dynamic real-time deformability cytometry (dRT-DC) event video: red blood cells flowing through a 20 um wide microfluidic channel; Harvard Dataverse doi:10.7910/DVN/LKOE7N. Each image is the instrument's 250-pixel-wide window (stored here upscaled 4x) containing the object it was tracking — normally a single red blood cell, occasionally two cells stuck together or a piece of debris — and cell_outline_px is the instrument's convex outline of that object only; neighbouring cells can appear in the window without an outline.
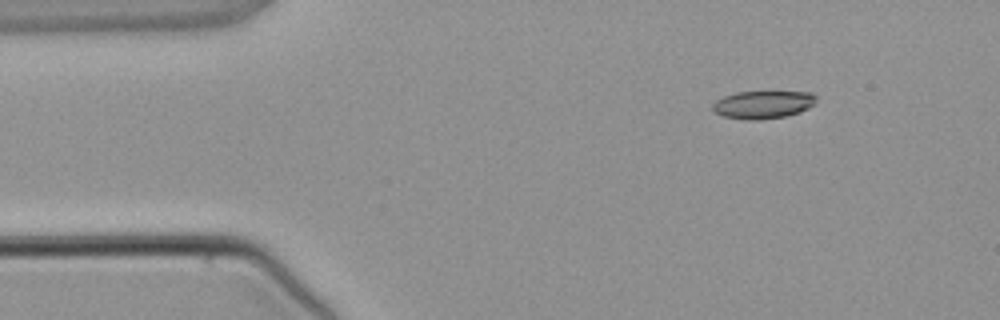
{"species": "common noctule bat (a hibernating species)", "species_latin": "Nyctalus noctula", "temperature_condition": "warm", "stored_images_in_passage": 4, "camera_frame_rate_fps": 3000, "um_per_image_px": 0.085, "animal": {"sex": "male", "body_mass_g": 21.5, "forearm_length_mm": 52.0}, "frame": {"image": 1, "passage_image": 1, "time_ms": 0.0, "image_size_px": [1000, 320], "cell_outline_px": [[816, 104], [800, 112], [784, 116], [760, 120], [744, 120], [724, 116], [716, 112], [712, 108], [712, 104], [716, 100], [724, 96], [736, 92], [812, 92], [816, 96]], "centroid_in_image_um": [64.87, 8.89], "position_along_channel_um": 20.1, "area_um2": 16.82}}
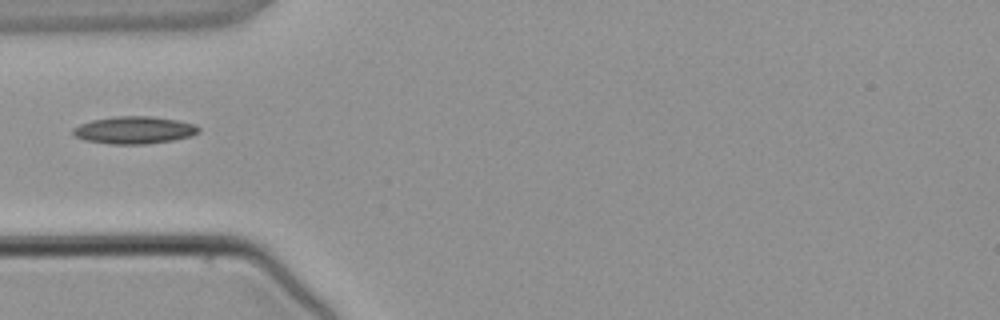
{"frame": {"image": 2, "passage_image": 3, "time_ms": 2.667, "image_size_px": [1000, 320], "cell_outline_px": [[200, 132], [192, 136], [176, 140], [148, 144], [108, 144], [84, 140], [76, 136], [72, 132], [72, 128], [80, 124], [92, 120], [116, 116], [152, 116], [176, 120], [196, 124], [200, 128]], "centroid_in_image_um": [11.44, 11.06], "position_along_channel_um": 73.6, "area_um2": 20.29}}
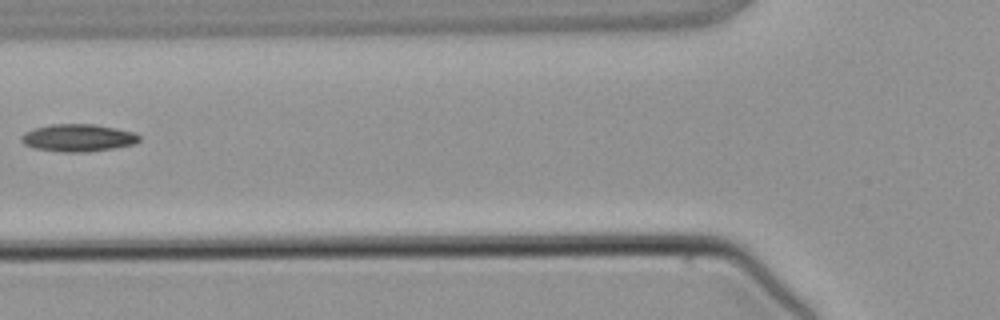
{"frame": {"image": 3, "passage_image": 4, "time_ms": 3.667, "image_size_px": [1000, 320], "cell_outline_px": [[140, 140], [136, 144], [116, 148], [88, 152], [60, 152], [32, 148], [24, 144], [20, 140], [20, 136], [24, 132], [36, 128], [52, 124], [92, 124], [116, 128], [132, 132], [140, 136]], "centroid_in_image_um": [6.63, 11.73], "position_along_channel_um": 119.2, "area_um2": 19.02}}